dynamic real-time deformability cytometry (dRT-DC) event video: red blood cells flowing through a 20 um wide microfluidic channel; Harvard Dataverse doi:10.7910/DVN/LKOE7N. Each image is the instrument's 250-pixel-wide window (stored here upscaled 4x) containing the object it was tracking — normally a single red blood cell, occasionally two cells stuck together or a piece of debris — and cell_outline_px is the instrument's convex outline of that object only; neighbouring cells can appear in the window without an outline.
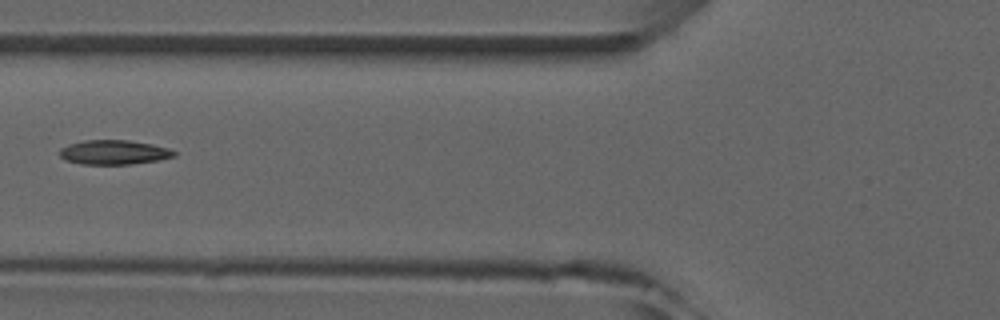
{"species": "common noctule bat (a hibernating species)", "species_latin": "Nyctalus noctula", "temperature_condition": "room temperature", "stored_images_in_passage": 6, "camera_frame_rate_fps": 3000, "um_per_image_px": 0.085, "animal": {"sex": "male", "forearm_length_mm": 52.5}, "frame": {"image": 1, "passage_image": 6, "time_ms": 5.333, "image_size_px": [1000, 320], "cell_outline_px": [[176, 156], [156, 160], [128, 164], [80, 164], [64, 160], [60, 156], [60, 148], [68, 144], [84, 140], [128, 140], [152, 144], [168, 148], [176, 152]], "centroid_in_image_um": [9.64, 12.94], "position_along_channel_um": 116.2, "area_um2": 16.24}}